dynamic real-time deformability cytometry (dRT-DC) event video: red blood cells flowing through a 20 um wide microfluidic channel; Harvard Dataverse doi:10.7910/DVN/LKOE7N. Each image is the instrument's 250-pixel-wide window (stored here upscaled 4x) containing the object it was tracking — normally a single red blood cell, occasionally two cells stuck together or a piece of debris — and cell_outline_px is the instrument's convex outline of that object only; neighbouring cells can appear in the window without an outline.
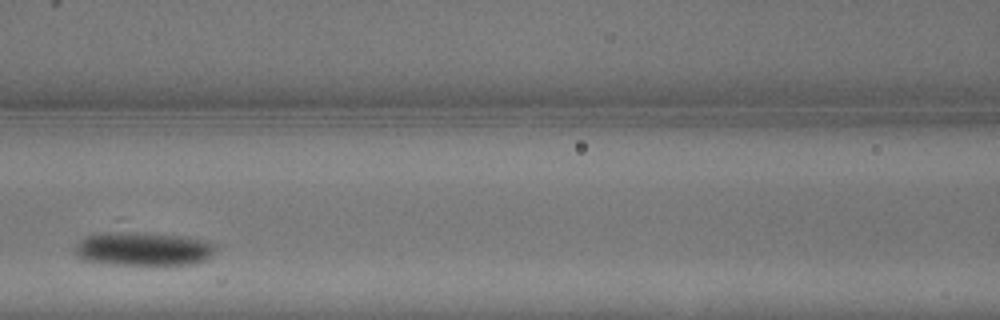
{"species": "common noctule bat (a hibernating species)", "species_latin": "Nyctalus noctula", "temperature_condition": "warm", "stored_images_in_passage": 6, "camera_frame_rate_fps": 3000, "um_per_image_px": 0.085, "animal": {"sex": "male", "body_mass_g": 13.3}, "frame": {"image": 1, "passage_image": 5, "time_ms": 1.333, "image_size_px": [1000, 320], "cell_outline_px": [[216, 248], [204, 260], [192, 264], [112, 264], [84, 260], [76, 256], [76, 244], [84, 236], [96, 232], [136, 232], [188, 236], [204, 240], [216, 244]], "centroid_in_image_um": [12.13, 21.13], "position_along_channel_um": 154.5, "area_um2": 27.63}}